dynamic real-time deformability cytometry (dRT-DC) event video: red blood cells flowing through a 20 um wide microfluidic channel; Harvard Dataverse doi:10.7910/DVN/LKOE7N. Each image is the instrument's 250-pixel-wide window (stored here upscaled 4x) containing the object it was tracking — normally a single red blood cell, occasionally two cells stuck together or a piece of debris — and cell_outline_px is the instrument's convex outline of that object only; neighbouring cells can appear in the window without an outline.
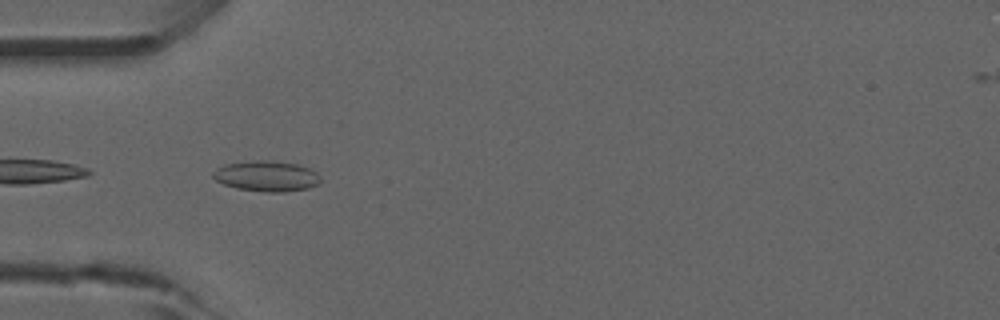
{"species": "common noctule bat (a hibernating species)", "species_latin": "Nyctalus noctula", "temperature_condition": "room temperature", "stored_images_in_passage": 52, "camera_frame_rate_fps": 3000, "um_per_image_px": 0.085, "animal": {"sex": "male", "forearm_length_mm": 52.5}, "frame": {"image": 1, "passage_image": 16, "time_ms": 5.0, "image_size_px": [1000, 320], "cell_outline_px": [[320, 184], [308, 188], [284, 192], [264, 192], [236, 188], [224, 184], [216, 180], [212, 176], [212, 172], [216, 168], [224, 164], [256, 160], [264, 160], [296, 164], [308, 168], [316, 172], [320, 176]], "centroid_in_image_um": [22.65, 14.98], "position_along_channel_um": 62.4, "area_um2": 19.13}}
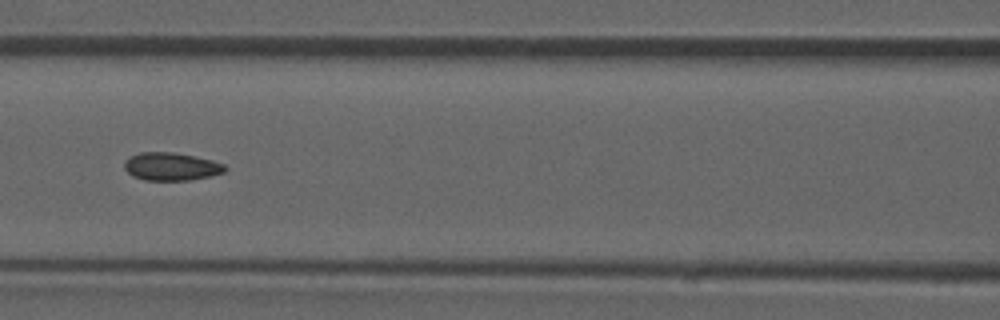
{"frame": {"image": 2, "passage_image": 23, "time_ms": 7.333, "image_size_px": [1000, 320], "cell_outline_px": [[228, 168], [224, 172], [208, 176], [188, 180], [144, 180], [132, 176], [124, 168], [124, 160], [128, 156], [140, 152], [172, 152], [212, 160], [224, 164]], "centroid_in_image_um": [14.5, 14.15], "position_along_channel_um": 152.1, "area_um2": 16.36}, "authors_computed_cell_mechanics": {"area_um2": 16.2707, "velocity_mm_per_s": 3.893, "shape_relaxation_time_tau1_ms": null, "shape_relaxation_time_tau2_ms": 2.0051, "deformation_change_tau1": null, "deformation_change_tau2": 0.0794}}